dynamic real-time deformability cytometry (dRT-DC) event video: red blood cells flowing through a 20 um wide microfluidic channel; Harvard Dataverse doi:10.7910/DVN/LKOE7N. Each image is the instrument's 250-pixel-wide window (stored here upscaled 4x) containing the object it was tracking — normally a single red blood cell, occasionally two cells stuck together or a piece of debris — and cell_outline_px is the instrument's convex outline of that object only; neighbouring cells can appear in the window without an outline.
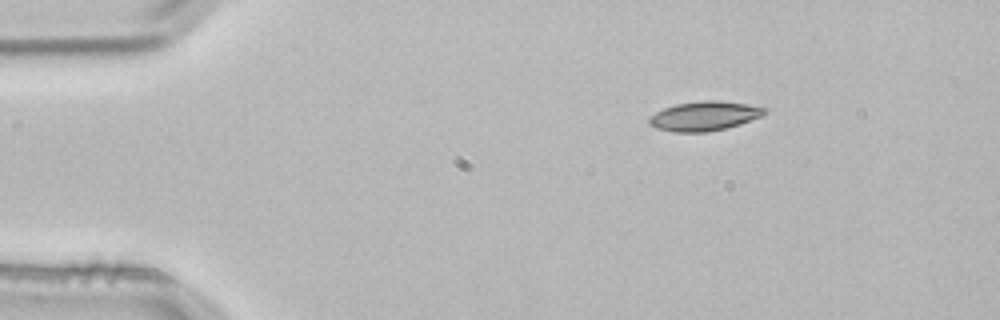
{"species": "common noctule bat (a hibernating species)", "species_latin": "Nyctalus noctula", "temperature_condition": "room temperature", "stored_images_in_passage": 3, "camera_frame_rate_fps": 3000, "um_per_image_px": 0.085, "animal": {"sex": "male", "body_mass_g": 21.5, "forearm_length_mm": 52.0}, "frame": {"image": 1, "passage_image": 3, "time_ms": 0.667, "image_size_px": [1000, 320], "cell_outline_px": [[768, 108], [760, 116], [740, 124], [724, 128], [704, 132], [672, 132], [656, 128], [648, 124], [648, 120], [656, 112], [664, 108], [676, 104], [704, 100], [716, 100], [748, 104]], "centroid_in_image_um": [59.84, 9.86], "position_along_channel_um": 25.2, "area_um2": 19.54}}